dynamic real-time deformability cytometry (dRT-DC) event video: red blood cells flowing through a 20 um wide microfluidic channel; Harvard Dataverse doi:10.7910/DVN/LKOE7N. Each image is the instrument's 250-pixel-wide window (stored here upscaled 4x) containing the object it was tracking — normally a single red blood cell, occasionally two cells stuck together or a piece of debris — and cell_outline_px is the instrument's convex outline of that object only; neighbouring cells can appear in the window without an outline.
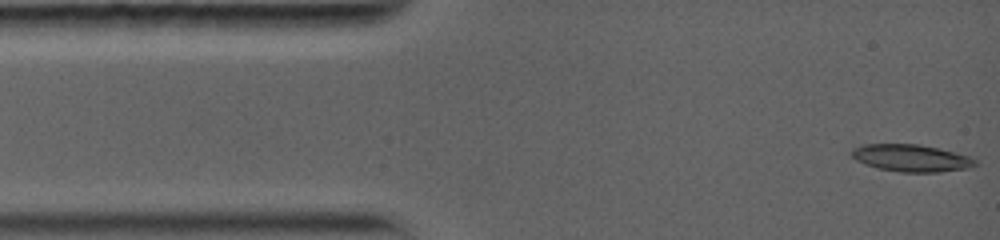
{"species": "common noctule bat (a hibernating species)", "species_latin": "Nyctalus noctula", "temperature_condition": "warm", "stored_images_in_passage": 89, "camera_frame_rate_fps": 5000, "um_per_image_px": 0.085, "animal": {"sex": "female", "body_mass_g": 19.0, "forearm_length_mm": 56.7}, "frame": {"image": 1, "passage_image": 1, "time_ms": 0.0, "image_size_px": [1000, 240], "cell_outline_px": [[976, 164], [968, 168], [940, 172], [900, 172], [876, 168], [864, 164], [856, 160], [852, 156], [852, 148], [860, 144], [920, 144], [968, 156], [976, 160]], "centroid_in_image_um": [77.39, 13.43], "position_along_channel_um": 7.6, "area_um2": 19.48}}
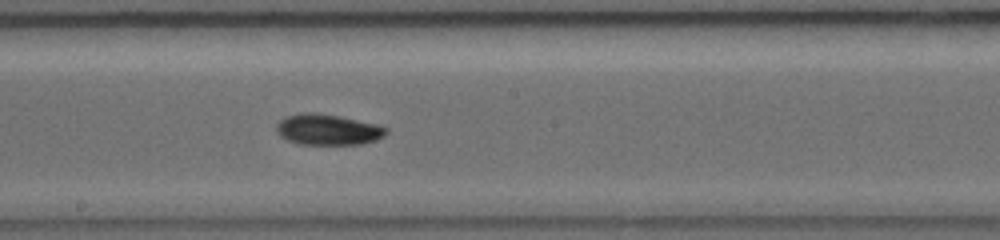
{"frame": {"image": 2, "passage_image": 38, "time_ms": 7.2, "image_size_px": [1000, 240], "cell_outline_px": [[388, 132], [384, 136], [376, 140], [364, 144], [300, 144], [288, 140], [280, 136], [276, 132], [276, 124], [280, 120], [288, 116], [304, 112], [316, 112], [340, 116], [376, 124], [388, 128]], "centroid_in_image_um": [27.88, 11.01], "position_along_channel_um": 220.3, "area_um2": 19.77}}
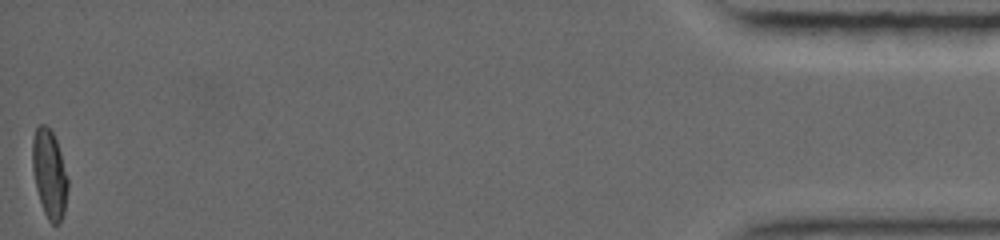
{"frame": {"image": 3, "passage_image": 89, "time_ms": 16.0, "image_size_px": [1000, 240], "cell_outline_px": [[68, 188], [64, 212], [60, 224], [52, 224], [48, 220], [44, 212], [36, 188], [32, 168], [32, 140], [36, 128], [40, 124], [44, 124], [52, 132], [56, 140], [60, 152], [68, 180]], "centroid_in_image_um": [4.19, 14.8], "position_along_channel_um": 431.0, "area_um2": 18.15}, "authors_computed_cell_mechanics": {"area_um2": 19.0162, "velocity_mm_per_s": 3.964, "shape_relaxation_time_tau1_ms": null, "shape_relaxation_time_tau2_ms": 2.8859, "deformation_change_tau1": null, "deformation_change_tau2": 0.0475}}